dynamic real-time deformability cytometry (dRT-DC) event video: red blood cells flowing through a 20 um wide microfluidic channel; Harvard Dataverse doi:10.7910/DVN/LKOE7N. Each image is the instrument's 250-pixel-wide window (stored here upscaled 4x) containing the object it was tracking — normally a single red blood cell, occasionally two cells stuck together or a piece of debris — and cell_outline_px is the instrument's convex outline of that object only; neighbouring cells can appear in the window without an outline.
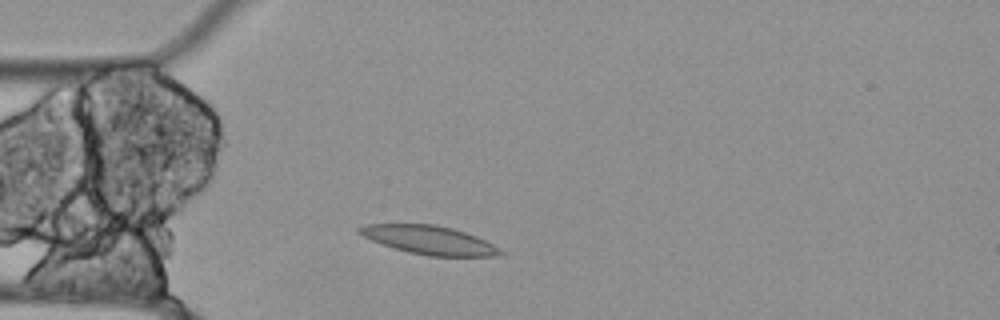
{"species": "Egyptian fruit bat (a non-hibernating species)", "species_latin": "Rousettus aegyptiacus", "temperature_condition": "cold", "stored_images_in_passage": 48, "camera_frame_rate_fps": 3000, "um_per_image_px": 0.085, "animal": {"sex": "female"}, "frame": {"image": 1, "passage_image": 7, "time_ms": 2.0, "image_size_px": [1000, 320], "cell_outline_px": [[504, 252], [492, 256], [428, 256], [408, 252], [380, 244], [356, 232], [356, 228], [368, 224], [436, 224], [452, 228], [476, 236], [500, 248]], "centroid_in_image_um": [36.44, 20.4], "position_along_channel_um": 48.6, "area_um2": 23.35}}
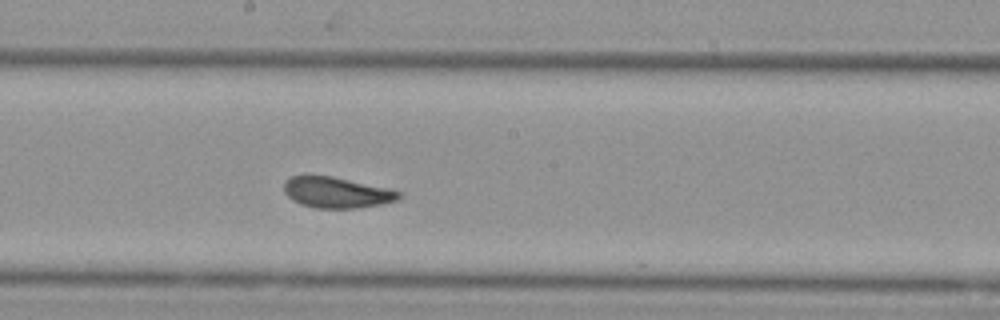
{"frame": {"image": 2, "passage_image": 22, "time_ms": 7.0, "image_size_px": [1000, 320], "cell_outline_px": [[404, 196], [400, 200], [380, 204], [356, 208], [316, 208], [300, 204], [292, 200], [284, 192], [284, 184], [292, 176], [332, 176], [392, 188], [400, 192]], "centroid_in_image_um": [28.69, 16.37], "position_along_channel_um": 219.5, "area_um2": 20.81}}
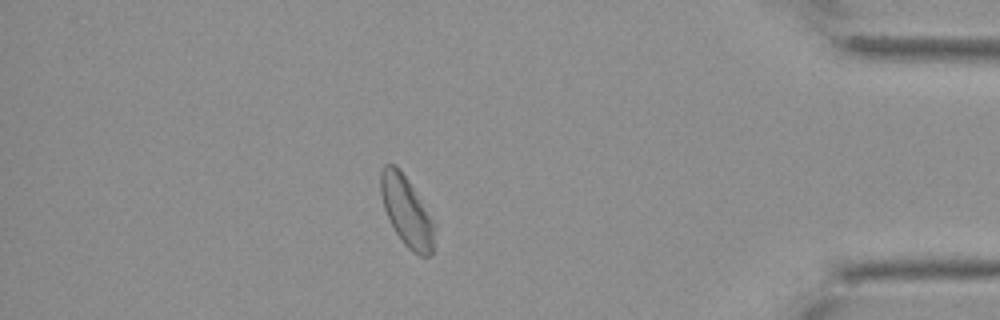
{"frame": {"image": 3, "passage_image": 41, "time_ms": 13.333, "image_size_px": [1000, 320], "cell_outline_px": [[432, 252], [428, 256], [420, 256], [412, 252], [404, 244], [396, 232], [384, 208], [380, 192], [380, 172], [384, 164], [396, 164], [400, 168], [432, 220]], "centroid_in_image_um": [34.5, 17.92], "position_along_channel_um": 400.7, "area_um2": 21.04}, "authors_computed_cell_mechanics": {"area_um2": 21.964, "velocity_mm_per_s": 3.4643, "shape_relaxation_time_tau1_ms": null, "shape_relaxation_time_tau2_ms": 2.5792, "deformation_change_tau1": null, "deformation_change_tau2": 0.08}}